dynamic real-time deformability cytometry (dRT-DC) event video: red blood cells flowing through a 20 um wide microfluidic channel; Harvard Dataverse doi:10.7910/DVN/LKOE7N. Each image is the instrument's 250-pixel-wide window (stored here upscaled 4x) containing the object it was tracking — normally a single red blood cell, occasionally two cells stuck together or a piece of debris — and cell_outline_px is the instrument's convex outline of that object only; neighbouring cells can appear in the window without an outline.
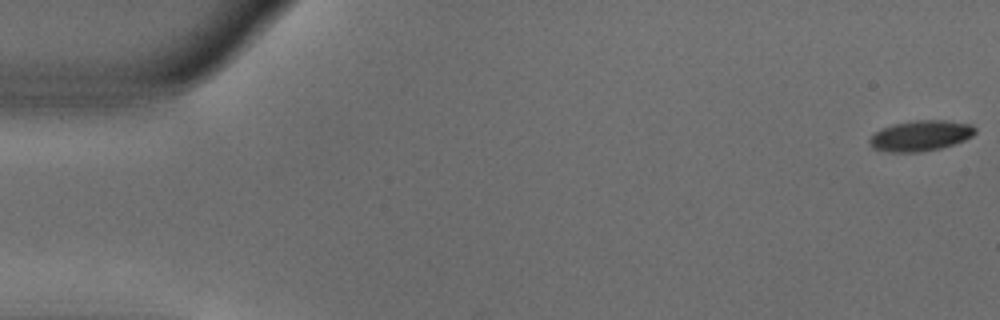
{"species": "common noctule bat (a hibernating species)", "species_latin": "Nyctalus noctula", "temperature_condition": "warm", "stored_images_in_passage": 54, "camera_frame_rate_fps": 3000, "um_per_image_px": 0.085, "animal": {"sex": "male", "body_mass_g": 18.8}, "frame": {"image": 1, "passage_image": 1, "time_ms": 0.0, "image_size_px": [1000, 320], "cell_outline_px": [[976, 132], [972, 136], [964, 140], [940, 148], [920, 152], [888, 152], [872, 148], [868, 140], [880, 128], [892, 124], [916, 120], [944, 120], [972, 124], [976, 128]], "centroid_in_image_um": [78.24, 11.53], "position_along_channel_um": 6.8, "area_um2": 18.84}}
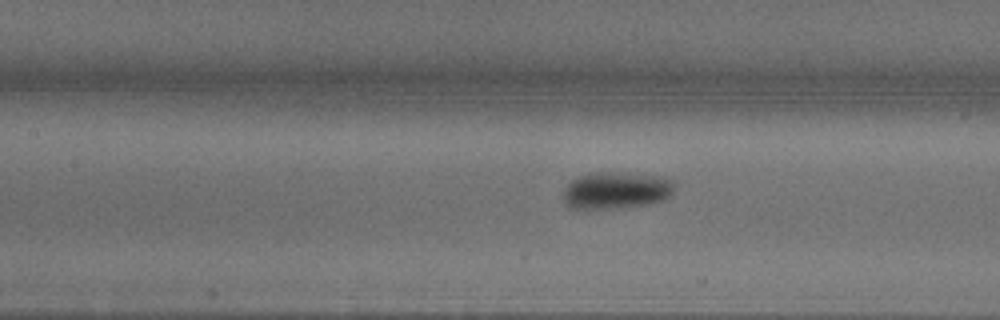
{"frame": {"image": 2, "passage_image": 24, "time_ms": 7.667, "image_size_px": [1000, 320], "cell_outline_px": [[672, 192], [664, 200], [648, 204], [624, 208], [572, 208], [564, 200], [564, 188], [572, 180], [580, 176], [596, 172], [604, 172], [660, 176], [672, 180]], "centroid_in_image_um": [52.37, 16.19], "position_along_channel_um": 155.0, "area_um2": 23.52}}
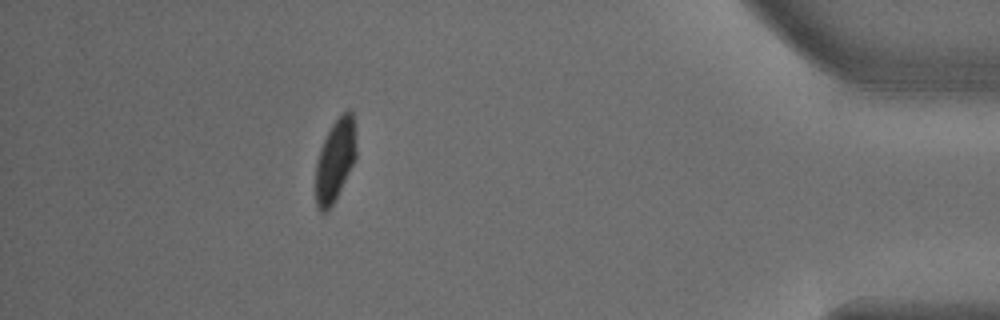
{"frame": {"image": 3, "passage_image": 48, "time_ms": 15.667, "image_size_px": [1000, 320], "cell_outline_px": [[356, 156], [332, 204], [324, 212], [320, 212], [316, 204], [316, 160], [320, 148], [332, 124], [348, 108], [352, 112], [356, 144]], "centroid_in_image_um": [28.47, 13.59], "position_along_channel_um": 406.7, "area_um2": 18.84}, "authors_computed_cell_mechanics": {"area_um2": 20.7791, "velocity_mm_per_s": 3.7899, "shape_relaxation_time_tau1_ms": 4.3522, "shape_relaxation_time_tau2_ms": null, "deformation_change_tau1": 0.1607, "deformation_change_tau2": null}}